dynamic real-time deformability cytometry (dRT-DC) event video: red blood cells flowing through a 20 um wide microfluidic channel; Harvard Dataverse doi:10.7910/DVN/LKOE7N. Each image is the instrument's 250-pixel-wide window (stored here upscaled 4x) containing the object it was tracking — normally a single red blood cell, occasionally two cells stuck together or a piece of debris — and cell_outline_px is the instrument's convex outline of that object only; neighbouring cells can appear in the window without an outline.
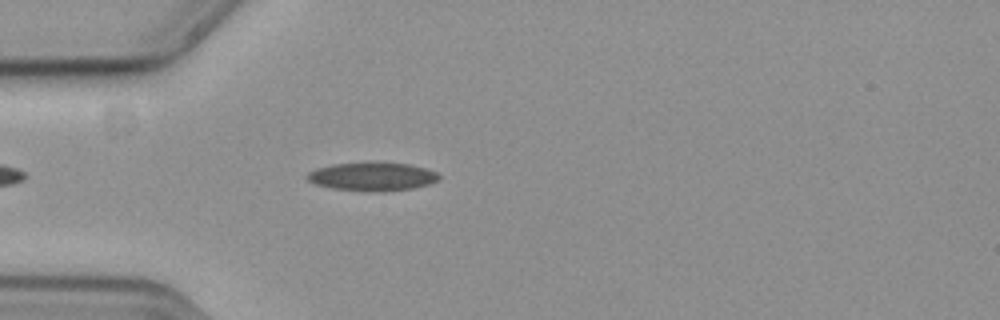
{"species": "common noctule bat (a hibernating species)", "species_latin": "Nyctalus noctula", "temperature_condition": "cold", "stored_images_in_passage": 45, "camera_frame_rate_fps": 3000, "um_per_image_px": 0.085, "animal": {"sex": "female", "body_mass_g": 19.3, "forearm_length_mm": 54.1}, "frame": {"image": 1, "passage_image": 7, "time_ms": 2.0, "image_size_px": [1000, 320], "cell_outline_px": [[440, 176], [436, 180], [428, 184], [412, 188], [380, 192], [332, 188], [316, 184], [308, 180], [304, 176], [308, 172], [316, 168], [332, 164], [368, 160], [376, 160], [408, 164], [424, 168], [436, 172]], "centroid_in_image_um": [31.59, 14.96], "position_along_channel_um": 53.4, "area_um2": 22.31}}
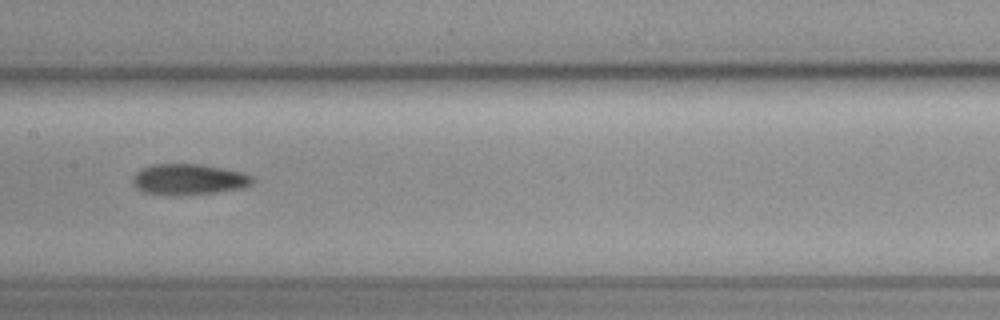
{"frame": {"image": 2, "passage_image": 19, "time_ms": 6.0, "image_size_px": [1000, 320], "cell_outline_px": [[256, 180], [252, 184], [240, 188], [216, 192], [180, 196], [172, 196], [144, 192], [136, 188], [132, 184], [132, 176], [140, 168], [152, 164], [204, 164], [244, 172], [252, 176]], "centroid_in_image_um": [16.02, 15.24], "position_along_channel_um": 191.4, "area_um2": 22.02}}
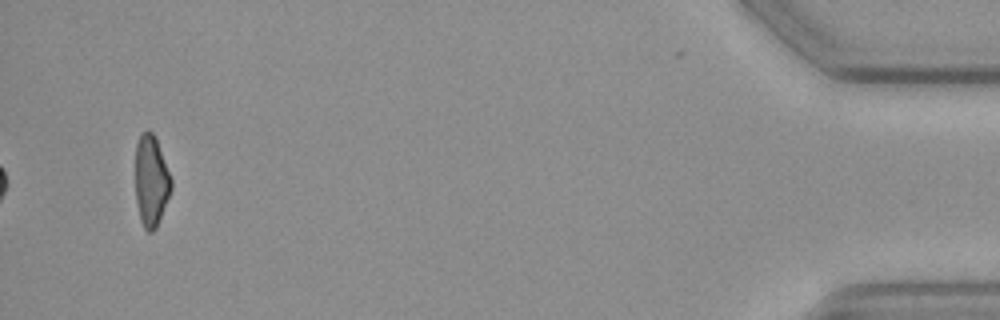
{"frame": {"image": 3, "passage_image": 45, "time_ms": 14.667, "image_size_px": [1000, 320], "cell_outline_px": [[172, 188], [156, 228], [152, 232], [148, 232], [144, 228], [140, 220], [136, 200], [136, 144], [140, 132], [148, 128], [152, 132], [156, 140], [172, 180]], "centroid_in_image_um": [12.83, 15.36], "position_along_channel_um": 422.4, "area_um2": 18.9}, "authors_computed_cell_mechanics": {"area_um2": 20.808, "velocity_mm_per_s": 3.6638, "shape_relaxation_time_tau1_ms": null, "shape_relaxation_time_tau2_ms": 7.3347, "deformation_change_tau1": null, "deformation_change_tau2": 0.1662}}